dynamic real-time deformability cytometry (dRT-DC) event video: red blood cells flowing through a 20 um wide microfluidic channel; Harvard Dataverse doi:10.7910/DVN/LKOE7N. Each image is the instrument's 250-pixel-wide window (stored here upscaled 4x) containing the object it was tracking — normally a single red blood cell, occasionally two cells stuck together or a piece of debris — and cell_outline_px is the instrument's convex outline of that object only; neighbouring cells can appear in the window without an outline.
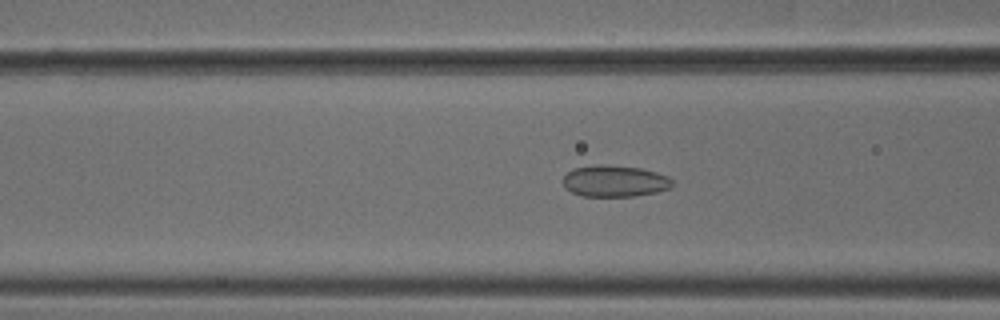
{"species": "common noctule bat (a hibernating species)", "species_latin": "Nyctalus noctula", "temperature_condition": "cold", "stored_images_in_passage": 52, "camera_frame_rate_fps": 3000, "um_per_image_px": 0.085, "animal": {"sex": "male", "body_mass_g": 18.8}, "frame": {"image": 1, "passage_image": 21, "time_ms": 6.667, "image_size_px": [1000, 320], "cell_outline_px": [[672, 188], [656, 192], [636, 196], [580, 196], [564, 188], [564, 176], [572, 168], [596, 164], [604, 164], [640, 168], [656, 172], [668, 176], [672, 180]], "centroid_in_image_um": [52.24, 15.39], "position_along_channel_um": 114.4, "area_um2": 20.23}}
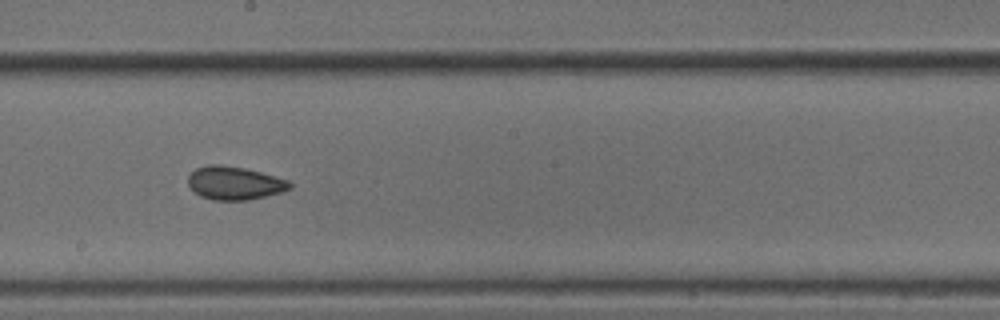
{"frame": {"image": 2, "passage_image": 30, "time_ms": 9.667, "image_size_px": [1000, 320], "cell_outline_px": [[292, 188], [280, 192], [248, 200], [212, 200], [200, 196], [188, 184], [188, 176], [196, 168], [208, 164], [220, 164], [244, 168], [260, 172], [288, 180], [292, 184]], "centroid_in_image_um": [19.92, 15.55], "position_along_channel_um": 228.3, "area_um2": 19.59}}
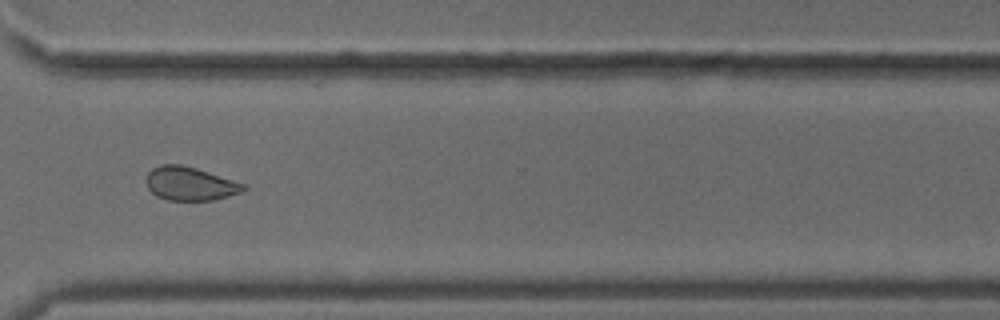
{"frame": {"image": 3, "passage_image": 40, "time_ms": 13.0, "image_size_px": [1000, 320], "cell_outline_px": [[248, 188], [244, 192], [212, 200], [168, 200], [156, 196], [148, 188], [148, 172], [152, 168], [160, 164], [180, 164], [196, 168], [248, 184]], "centroid_in_image_um": [16.22, 15.61], "position_along_channel_um": 354.4, "area_um2": 19.13}}